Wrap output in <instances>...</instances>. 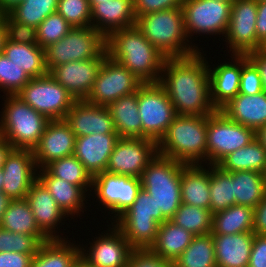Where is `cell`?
<instances>
[{
	"label": "cell",
	"instance_id": "12",
	"mask_svg": "<svg viewBox=\"0 0 266 267\" xmlns=\"http://www.w3.org/2000/svg\"><path fill=\"white\" fill-rule=\"evenodd\" d=\"M255 139V130L228 119L220 110L207 121V163L217 165L228 154Z\"/></svg>",
	"mask_w": 266,
	"mask_h": 267
},
{
	"label": "cell",
	"instance_id": "4",
	"mask_svg": "<svg viewBox=\"0 0 266 267\" xmlns=\"http://www.w3.org/2000/svg\"><path fill=\"white\" fill-rule=\"evenodd\" d=\"M135 25L167 58L187 57L203 51L187 37L182 7L147 13L138 17Z\"/></svg>",
	"mask_w": 266,
	"mask_h": 267
},
{
	"label": "cell",
	"instance_id": "15",
	"mask_svg": "<svg viewBox=\"0 0 266 267\" xmlns=\"http://www.w3.org/2000/svg\"><path fill=\"white\" fill-rule=\"evenodd\" d=\"M257 2L255 0H235L232 3L227 32L225 34L226 53L247 55L262 49L263 44L256 36Z\"/></svg>",
	"mask_w": 266,
	"mask_h": 267
},
{
	"label": "cell",
	"instance_id": "19",
	"mask_svg": "<svg viewBox=\"0 0 266 267\" xmlns=\"http://www.w3.org/2000/svg\"><path fill=\"white\" fill-rule=\"evenodd\" d=\"M107 56L108 53L104 57L60 64L54 67L49 74L60 83L75 100H86Z\"/></svg>",
	"mask_w": 266,
	"mask_h": 267
},
{
	"label": "cell",
	"instance_id": "57",
	"mask_svg": "<svg viewBox=\"0 0 266 267\" xmlns=\"http://www.w3.org/2000/svg\"><path fill=\"white\" fill-rule=\"evenodd\" d=\"M22 0H0V14H6Z\"/></svg>",
	"mask_w": 266,
	"mask_h": 267
},
{
	"label": "cell",
	"instance_id": "47",
	"mask_svg": "<svg viewBox=\"0 0 266 267\" xmlns=\"http://www.w3.org/2000/svg\"><path fill=\"white\" fill-rule=\"evenodd\" d=\"M263 91L262 79L258 68L247 55H242V72L240 77L239 93L254 95Z\"/></svg>",
	"mask_w": 266,
	"mask_h": 267
},
{
	"label": "cell",
	"instance_id": "3",
	"mask_svg": "<svg viewBox=\"0 0 266 267\" xmlns=\"http://www.w3.org/2000/svg\"><path fill=\"white\" fill-rule=\"evenodd\" d=\"M207 116L177 115L157 143L158 154L186 165H207Z\"/></svg>",
	"mask_w": 266,
	"mask_h": 267
},
{
	"label": "cell",
	"instance_id": "66",
	"mask_svg": "<svg viewBox=\"0 0 266 267\" xmlns=\"http://www.w3.org/2000/svg\"><path fill=\"white\" fill-rule=\"evenodd\" d=\"M262 49L266 52V43L263 45Z\"/></svg>",
	"mask_w": 266,
	"mask_h": 267
},
{
	"label": "cell",
	"instance_id": "21",
	"mask_svg": "<svg viewBox=\"0 0 266 267\" xmlns=\"http://www.w3.org/2000/svg\"><path fill=\"white\" fill-rule=\"evenodd\" d=\"M26 200L31 207L37 226L49 239H66L61 234L59 235L61 232L58 228L69 218L38 179L31 185Z\"/></svg>",
	"mask_w": 266,
	"mask_h": 267
},
{
	"label": "cell",
	"instance_id": "24",
	"mask_svg": "<svg viewBox=\"0 0 266 267\" xmlns=\"http://www.w3.org/2000/svg\"><path fill=\"white\" fill-rule=\"evenodd\" d=\"M120 137L118 134H90L76 137L73 155L83 164L91 177L105 172L110 155Z\"/></svg>",
	"mask_w": 266,
	"mask_h": 267
},
{
	"label": "cell",
	"instance_id": "25",
	"mask_svg": "<svg viewBox=\"0 0 266 267\" xmlns=\"http://www.w3.org/2000/svg\"><path fill=\"white\" fill-rule=\"evenodd\" d=\"M92 27L106 38L114 31L136 24L133 0H109L91 9Z\"/></svg>",
	"mask_w": 266,
	"mask_h": 267
},
{
	"label": "cell",
	"instance_id": "22",
	"mask_svg": "<svg viewBox=\"0 0 266 267\" xmlns=\"http://www.w3.org/2000/svg\"><path fill=\"white\" fill-rule=\"evenodd\" d=\"M64 120L76 137L117 134L109 109L86 100H76Z\"/></svg>",
	"mask_w": 266,
	"mask_h": 267
},
{
	"label": "cell",
	"instance_id": "62",
	"mask_svg": "<svg viewBox=\"0 0 266 267\" xmlns=\"http://www.w3.org/2000/svg\"><path fill=\"white\" fill-rule=\"evenodd\" d=\"M3 183H4V175L2 169H0V192L2 191Z\"/></svg>",
	"mask_w": 266,
	"mask_h": 267
},
{
	"label": "cell",
	"instance_id": "46",
	"mask_svg": "<svg viewBox=\"0 0 266 267\" xmlns=\"http://www.w3.org/2000/svg\"><path fill=\"white\" fill-rule=\"evenodd\" d=\"M41 245L35 236L10 232L0 227V252L36 254Z\"/></svg>",
	"mask_w": 266,
	"mask_h": 267
},
{
	"label": "cell",
	"instance_id": "17",
	"mask_svg": "<svg viewBox=\"0 0 266 267\" xmlns=\"http://www.w3.org/2000/svg\"><path fill=\"white\" fill-rule=\"evenodd\" d=\"M157 154L156 141L148 138H119L110 155L106 171L140 178Z\"/></svg>",
	"mask_w": 266,
	"mask_h": 267
},
{
	"label": "cell",
	"instance_id": "67",
	"mask_svg": "<svg viewBox=\"0 0 266 267\" xmlns=\"http://www.w3.org/2000/svg\"><path fill=\"white\" fill-rule=\"evenodd\" d=\"M84 267H91V266L87 264L86 262H84Z\"/></svg>",
	"mask_w": 266,
	"mask_h": 267
},
{
	"label": "cell",
	"instance_id": "59",
	"mask_svg": "<svg viewBox=\"0 0 266 267\" xmlns=\"http://www.w3.org/2000/svg\"><path fill=\"white\" fill-rule=\"evenodd\" d=\"M12 199H10L6 194H4L2 191L0 192V223L3 218V214L5 213L8 204L10 203Z\"/></svg>",
	"mask_w": 266,
	"mask_h": 267
},
{
	"label": "cell",
	"instance_id": "13",
	"mask_svg": "<svg viewBox=\"0 0 266 267\" xmlns=\"http://www.w3.org/2000/svg\"><path fill=\"white\" fill-rule=\"evenodd\" d=\"M232 3L218 0H183L182 12L188 39L195 35L225 36ZM221 35V36H218Z\"/></svg>",
	"mask_w": 266,
	"mask_h": 267
},
{
	"label": "cell",
	"instance_id": "31",
	"mask_svg": "<svg viewBox=\"0 0 266 267\" xmlns=\"http://www.w3.org/2000/svg\"><path fill=\"white\" fill-rule=\"evenodd\" d=\"M195 235L167 220L159 225L155 241L148 248L154 254L174 262L191 244Z\"/></svg>",
	"mask_w": 266,
	"mask_h": 267
},
{
	"label": "cell",
	"instance_id": "56",
	"mask_svg": "<svg viewBox=\"0 0 266 267\" xmlns=\"http://www.w3.org/2000/svg\"><path fill=\"white\" fill-rule=\"evenodd\" d=\"M13 150L14 147L5 138L2 137L0 139V169Z\"/></svg>",
	"mask_w": 266,
	"mask_h": 267
},
{
	"label": "cell",
	"instance_id": "9",
	"mask_svg": "<svg viewBox=\"0 0 266 267\" xmlns=\"http://www.w3.org/2000/svg\"><path fill=\"white\" fill-rule=\"evenodd\" d=\"M16 96L49 120L65 119L76 101L49 73L31 78Z\"/></svg>",
	"mask_w": 266,
	"mask_h": 267
},
{
	"label": "cell",
	"instance_id": "5",
	"mask_svg": "<svg viewBox=\"0 0 266 267\" xmlns=\"http://www.w3.org/2000/svg\"><path fill=\"white\" fill-rule=\"evenodd\" d=\"M183 163L157 154L141 174L142 189L156 203V221L170 220L182 204L181 173Z\"/></svg>",
	"mask_w": 266,
	"mask_h": 267
},
{
	"label": "cell",
	"instance_id": "11",
	"mask_svg": "<svg viewBox=\"0 0 266 267\" xmlns=\"http://www.w3.org/2000/svg\"><path fill=\"white\" fill-rule=\"evenodd\" d=\"M141 189L140 178L105 171L92 177L93 194L89 195L97 198L102 210H108V216L113 214L108 218L112 223L133 204Z\"/></svg>",
	"mask_w": 266,
	"mask_h": 267
},
{
	"label": "cell",
	"instance_id": "26",
	"mask_svg": "<svg viewBox=\"0 0 266 267\" xmlns=\"http://www.w3.org/2000/svg\"><path fill=\"white\" fill-rule=\"evenodd\" d=\"M37 179L47 188L59 207L71 218L70 220L82 215L84 210L86 212L90 196L88 197L80 186L52 176L45 168L38 169Z\"/></svg>",
	"mask_w": 266,
	"mask_h": 267
},
{
	"label": "cell",
	"instance_id": "39",
	"mask_svg": "<svg viewBox=\"0 0 266 267\" xmlns=\"http://www.w3.org/2000/svg\"><path fill=\"white\" fill-rule=\"evenodd\" d=\"M210 211L214 214L236 205L232 172L210 165Z\"/></svg>",
	"mask_w": 266,
	"mask_h": 267
},
{
	"label": "cell",
	"instance_id": "69",
	"mask_svg": "<svg viewBox=\"0 0 266 267\" xmlns=\"http://www.w3.org/2000/svg\"><path fill=\"white\" fill-rule=\"evenodd\" d=\"M2 138L1 128H0V139Z\"/></svg>",
	"mask_w": 266,
	"mask_h": 267
},
{
	"label": "cell",
	"instance_id": "50",
	"mask_svg": "<svg viewBox=\"0 0 266 267\" xmlns=\"http://www.w3.org/2000/svg\"><path fill=\"white\" fill-rule=\"evenodd\" d=\"M136 17L147 13L182 7L183 0H133Z\"/></svg>",
	"mask_w": 266,
	"mask_h": 267
},
{
	"label": "cell",
	"instance_id": "36",
	"mask_svg": "<svg viewBox=\"0 0 266 267\" xmlns=\"http://www.w3.org/2000/svg\"><path fill=\"white\" fill-rule=\"evenodd\" d=\"M217 166L226 172L256 171L262 173L266 167V150L254 139L246 146L228 154Z\"/></svg>",
	"mask_w": 266,
	"mask_h": 267
},
{
	"label": "cell",
	"instance_id": "23",
	"mask_svg": "<svg viewBox=\"0 0 266 267\" xmlns=\"http://www.w3.org/2000/svg\"><path fill=\"white\" fill-rule=\"evenodd\" d=\"M229 57L231 62L221 61L217 66L212 65L213 67L208 62L210 98L216 110H220L239 94L242 55L231 54Z\"/></svg>",
	"mask_w": 266,
	"mask_h": 267
},
{
	"label": "cell",
	"instance_id": "34",
	"mask_svg": "<svg viewBox=\"0 0 266 267\" xmlns=\"http://www.w3.org/2000/svg\"><path fill=\"white\" fill-rule=\"evenodd\" d=\"M3 54L29 75L41 77L49 73L45 62V51L38 44L15 43L6 40Z\"/></svg>",
	"mask_w": 266,
	"mask_h": 267
},
{
	"label": "cell",
	"instance_id": "60",
	"mask_svg": "<svg viewBox=\"0 0 266 267\" xmlns=\"http://www.w3.org/2000/svg\"><path fill=\"white\" fill-rule=\"evenodd\" d=\"M6 40H7V30L3 19L0 18V54L3 53Z\"/></svg>",
	"mask_w": 266,
	"mask_h": 267
},
{
	"label": "cell",
	"instance_id": "45",
	"mask_svg": "<svg viewBox=\"0 0 266 267\" xmlns=\"http://www.w3.org/2000/svg\"><path fill=\"white\" fill-rule=\"evenodd\" d=\"M57 12L72 27L92 26L91 9L88 0H58Z\"/></svg>",
	"mask_w": 266,
	"mask_h": 267
},
{
	"label": "cell",
	"instance_id": "55",
	"mask_svg": "<svg viewBox=\"0 0 266 267\" xmlns=\"http://www.w3.org/2000/svg\"><path fill=\"white\" fill-rule=\"evenodd\" d=\"M248 58L256 65L262 79L263 89L266 92V52L258 49L247 54Z\"/></svg>",
	"mask_w": 266,
	"mask_h": 267
},
{
	"label": "cell",
	"instance_id": "1",
	"mask_svg": "<svg viewBox=\"0 0 266 267\" xmlns=\"http://www.w3.org/2000/svg\"><path fill=\"white\" fill-rule=\"evenodd\" d=\"M202 52L164 62L159 84L177 115L207 116L217 111L210 98L207 56Z\"/></svg>",
	"mask_w": 266,
	"mask_h": 267
},
{
	"label": "cell",
	"instance_id": "41",
	"mask_svg": "<svg viewBox=\"0 0 266 267\" xmlns=\"http://www.w3.org/2000/svg\"><path fill=\"white\" fill-rule=\"evenodd\" d=\"M193 235H206L212 231L213 213L209 209L181 204L170 219Z\"/></svg>",
	"mask_w": 266,
	"mask_h": 267
},
{
	"label": "cell",
	"instance_id": "20",
	"mask_svg": "<svg viewBox=\"0 0 266 267\" xmlns=\"http://www.w3.org/2000/svg\"><path fill=\"white\" fill-rule=\"evenodd\" d=\"M76 136L64 120H50L46 125L33 155L37 169L44 168L51 161L72 156Z\"/></svg>",
	"mask_w": 266,
	"mask_h": 267
},
{
	"label": "cell",
	"instance_id": "42",
	"mask_svg": "<svg viewBox=\"0 0 266 267\" xmlns=\"http://www.w3.org/2000/svg\"><path fill=\"white\" fill-rule=\"evenodd\" d=\"M58 0H22L8 14L17 22L37 28L50 14L57 12Z\"/></svg>",
	"mask_w": 266,
	"mask_h": 267
},
{
	"label": "cell",
	"instance_id": "49",
	"mask_svg": "<svg viewBox=\"0 0 266 267\" xmlns=\"http://www.w3.org/2000/svg\"><path fill=\"white\" fill-rule=\"evenodd\" d=\"M128 267H173V262L164 259L148 248L133 249L128 259Z\"/></svg>",
	"mask_w": 266,
	"mask_h": 267
},
{
	"label": "cell",
	"instance_id": "8",
	"mask_svg": "<svg viewBox=\"0 0 266 267\" xmlns=\"http://www.w3.org/2000/svg\"><path fill=\"white\" fill-rule=\"evenodd\" d=\"M134 249L149 248L155 241L159 223L156 221V203L141 189L133 204L112 222Z\"/></svg>",
	"mask_w": 266,
	"mask_h": 267
},
{
	"label": "cell",
	"instance_id": "10",
	"mask_svg": "<svg viewBox=\"0 0 266 267\" xmlns=\"http://www.w3.org/2000/svg\"><path fill=\"white\" fill-rule=\"evenodd\" d=\"M142 138L157 143L177 116L165 89L159 83H145L137 91Z\"/></svg>",
	"mask_w": 266,
	"mask_h": 267
},
{
	"label": "cell",
	"instance_id": "35",
	"mask_svg": "<svg viewBox=\"0 0 266 267\" xmlns=\"http://www.w3.org/2000/svg\"><path fill=\"white\" fill-rule=\"evenodd\" d=\"M254 209L249 206L232 205L215 212L212 221V235H228L253 232Z\"/></svg>",
	"mask_w": 266,
	"mask_h": 267
},
{
	"label": "cell",
	"instance_id": "7",
	"mask_svg": "<svg viewBox=\"0 0 266 267\" xmlns=\"http://www.w3.org/2000/svg\"><path fill=\"white\" fill-rule=\"evenodd\" d=\"M48 71L60 64L104 57L106 37L94 27H72L59 41L44 48Z\"/></svg>",
	"mask_w": 266,
	"mask_h": 267
},
{
	"label": "cell",
	"instance_id": "63",
	"mask_svg": "<svg viewBox=\"0 0 266 267\" xmlns=\"http://www.w3.org/2000/svg\"><path fill=\"white\" fill-rule=\"evenodd\" d=\"M262 175H263V182H264L265 190H266V167H265L264 171L262 172Z\"/></svg>",
	"mask_w": 266,
	"mask_h": 267
},
{
	"label": "cell",
	"instance_id": "65",
	"mask_svg": "<svg viewBox=\"0 0 266 267\" xmlns=\"http://www.w3.org/2000/svg\"><path fill=\"white\" fill-rule=\"evenodd\" d=\"M218 1L233 3L235 0H218Z\"/></svg>",
	"mask_w": 266,
	"mask_h": 267
},
{
	"label": "cell",
	"instance_id": "14",
	"mask_svg": "<svg viewBox=\"0 0 266 267\" xmlns=\"http://www.w3.org/2000/svg\"><path fill=\"white\" fill-rule=\"evenodd\" d=\"M143 84L125 66L107 56L86 101L108 107L122 96L137 92Z\"/></svg>",
	"mask_w": 266,
	"mask_h": 267
},
{
	"label": "cell",
	"instance_id": "16",
	"mask_svg": "<svg viewBox=\"0 0 266 267\" xmlns=\"http://www.w3.org/2000/svg\"><path fill=\"white\" fill-rule=\"evenodd\" d=\"M107 226L105 234L101 232L92 243L89 241L90 247L80 244L81 259L91 267H127L134 248L113 223Z\"/></svg>",
	"mask_w": 266,
	"mask_h": 267
},
{
	"label": "cell",
	"instance_id": "44",
	"mask_svg": "<svg viewBox=\"0 0 266 267\" xmlns=\"http://www.w3.org/2000/svg\"><path fill=\"white\" fill-rule=\"evenodd\" d=\"M71 29L72 26L58 12L52 13L36 28L38 45L44 49L62 39Z\"/></svg>",
	"mask_w": 266,
	"mask_h": 267
},
{
	"label": "cell",
	"instance_id": "68",
	"mask_svg": "<svg viewBox=\"0 0 266 267\" xmlns=\"http://www.w3.org/2000/svg\"><path fill=\"white\" fill-rule=\"evenodd\" d=\"M256 2H266V0H255Z\"/></svg>",
	"mask_w": 266,
	"mask_h": 267
},
{
	"label": "cell",
	"instance_id": "51",
	"mask_svg": "<svg viewBox=\"0 0 266 267\" xmlns=\"http://www.w3.org/2000/svg\"><path fill=\"white\" fill-rule=\"evenodd\" d=\"M248 267H266V235L254 234Z\"/></svg>",
	"mask_w": 266,
	"mask_h": 267
},
{
	"label": "cell",
	"instance_id": "18",
	"mask_svg": "<svg viewBox=\"0 0 266 267\" xmlns=\"http://www.w3.org/2000/svg\"><path fill=\"white\" fill-rule=\"evenodd\" d=\"M2 192L10 199H26L31 185L37 180L33 150L14 149L2 166Z\"/></svg>",
	"mask_w": 266,
	"mask_h": 267
},
{
	"label": "cell",
	"instance_id": "33",
	"mask_svg": "<svg viewBox=\"0 0 266 267\" xmlns=\"http://www.w3.org/2000/svg\"><path fill=\"white\" fill-rule=\"evenodd\" d=\"M0 227L10 232L35 236L41 243L49 238L40 230L26 199L11 200L3 214Z\"/></svg>",
	"mask_w": 266,
	"mask_h": 267
},
{
	"label": "cell",
	"instance_id": "58",
	"mask_svg": "<svg viewBox=\"0 0 266 267\" xmlns=\"http://www.w3.org/2000/svg\"><path fill=\"white\" fill-rule=\"evenodd\" d=\"M255 139L266 150V124L255 130Z\"/></svg>",
	"mask_w": 266,
	"mask_h": 267
},
{
	"label": "cell",
	"instance_id": "27",
	"mask_svg": "<svg viewBox=\"0 0 266 267\" xmlns=\"http://www.w3.org/2000/svg\"><path fill=\"white\" fill-rule=\"evenodd\" d=\"M220 111L230 120L256 130L266 124V92L238 94Z\"/></svg>",
	"mask_w": 266,
	"mask_h": 267
},
{
	"label": "cell",
	"instance_id": "48",
	"mask_svg": "<svg viewBox=\"0 0 266 267\" xmlns=\"http://www.w3.org/2000/svg\"><path fill=\"white\" fill-rule=\"evenodd\" d=\"M7 30V40L15 43L38 44L36 28L15 21L8 13L1 14Z\"/></svg>",
	"mask_w": 266,
	"mask_h": 267
},
{
	"label": "cell",
	"instance_id": "52",
	"mask_svg": "<svg viewBox=\"0 0 266 267\" xmlns=\"http://www.w3.org/2000/svg\"><path fill=\"white\" fill-rule=\"evenodd\" d=\"M35 254L0 252V267H30Z\"/></svg>",
	"mask_w": 266,
	"mask_h": 267
},
{
	"label": "cell",
	"instance_id": "38",
	"mask_svg": "<svg viewBox=\"0 0 266 267\" xmlns=\"http://www.w3.org/2000/svg\"><path fill=\"white\" fill-rule=\"evenodd\" d=\"M173 267H217L213 235L194 236Z\"/></svg>",
	"mask_w": 266,
	"mask_h": 267
},
{
	"label": "cell",
	"instance_id": "64",
	"mask_svg": "<svg viewBox=\"0 0 266 267\" xmlns=\"http://www.w3.org/2000/svg\"><path fill=\"white\" fill-rule=\"evenodd\" d=\"M74 267H84V261L82 259Z\"/></svg>",
	"mask_w": 266,
	"mask_h": 267
},
{
	"label": "cell",
	"instance_id": "40",
	"mask_svg": "<svg viewBox=\"0 0 266 267\" xmlns=\"http://www.w3.org/2000/svg\"><path fill=\"white\" fill-rule=\"evenodd\" d=\"M44 168L52 176L61 178L76 186H80L87 192L88 196L89 193H91L92 177L74 155L53 160Z\"/></svg>",
	"mask_w": 266,
	"mask_h": 267
},
{
	"label": "cell",
	"instance_id": "54",
	"mask_svg": "<svg viewBox=\"0 0 266 267\" xmlns=\"http://www.w3.org/2000/svg\"><path fill=\"white\" fill-rule=\"evenodd\" d=\"M256 36L264 45L266 43V2H257Z\"/></svg>",
	"mask_w": 266,
	"mask_h": 267
},
{
	"label": "cell",
	"instance_id": "61",
	"mask_svg": "<svg viewBox=\"0 0 266 267\" xmlns=\"http://www.w3.org/2000/svg\"><path fill=\"white\" fill-rule=\"evenodd\" d=\"M88 1H89L90 9H92L96 4L109 1V0H88Z\"/></svg>",
	"mask_w": 266,
	"mask_h": 267
},
{
	"label": "cell",
	"instance_id": "43",
	"mask_svg": "<svg viewBox=\"0 0 266 267\" xmlns=\"http://www.w3.org/2000/svg\"><path fill=\"white\" fill-rule=\"evenodd\" d=\"M23 68L0 54V90L6 95H16L29 81Z\"/></svg>",
	"mask_w": 266,
	"mask_h": 267
},
{
	"label": "cell",
	"instance_id": "32",
	"mask_svg": "<svg viewBox=\"0 0 266 267\" xmlns=\"http://www.w3.org/2000/svg\"><path fill=\"white\" fill-rule=\"evenodd\" d=\"M120 138H142L137 92L122 96L107 107Z\"/></svg>",
	"mask_w": 266,
	"mask_h": 267
},
{
	"label": "cell",
	"instance_id": "28",
	"mask_svg": "<svg viewBox=\"0 0 266 267\" xmlns=\"http://www.w3.org/2000/svg\"><path fill=\"white\" fill-rule=\"evenodd\" d=\"M254 234L213 235L217 267H248Z\"/></svg>",
	"mask_w": 266,
	"mask_h": 267
},
{
	"label": "cell",
	"instance_id": "6",
	"mask_svg": "<svg viewBox=\"0 0 266 267\" xmlns=\"http://www.w3.org/2000/svg\"><path fill=\"white\" fill-rule=\"evenodd\" d=\"M4 96V97H3ZM0 128L2 137L14 149L33 150L50 121L46 116L31 108L16 95H2Z\"/></svg>",
	"mask_w": 266,
	"mask_h": 267
},
{
	"label": "cell",
	"instance_id": "2",
	"mask_svg": "<svg viewBox=\"0 0 266 267\" xmlns=\"http://www.w3.org/2000/svg\"><path fill=\"white\" fill-rule=\"evenodd\" d=\"M108 56L125 66L140 81L159 83L166 56L135 26L112 32L106 38Z\"/></svg>",
	"mask_w": 266,
	"mask_h": 267
},
{
	"label": "cell",
	"instance_id": "37",
	"mask_svg": "<svg viewBox=\"0 0 266 267\" xmlns=\"http://www.w3.org/2000/svg\"><path fill=\"white\" fill-rule=\"evenodd\" d=\"M236 205L255 208L266 193L263 175L256 171L232 172Z\"/></svg>",
	"mask_w": 266,
	"mask_h": 267
},
{
	"label": "cell",
	"instance_id": "30",
	"mask_svg": "<svg viewBox=\"0 0 266 267\" xmlns=\"http://www.w3.org/2000/svg\"><path fill=\"white\" fill-rule=\"evenodd\" d=\"M65 236L66 239H49L42 243L30 267H74L81 259L80 243L70 242L72 238Z\"/></svg>",
	"mask_w": 266,
	"mask_h": 267
},
{
	"label": "cell",
	"instance_id": "53",
	"mask_svg": "<svg viewBox=\"0 0 266 267\" xmlns=\"http://www.w3.org/2000/svg\"><path fill=\"white\" fill-rule=\"evenodd\" d=\"M253 232L256 235H266V193L254 208Z\"/></svg>",
	"mask_w": 266,
	"mask_h": 267
},
{
	"label": "cell",
	"instance_id": "29",
	"mask_svg": "<svg viewBox=\"0 0 266 267\" xmlns=\"http://www.w3.org/2000/svg\"><path fill=\"white\" fill-rule=\"evenodd\" d=\"M209 185L210 165H183L180 185L181 199L183 204L193 205L210 210Z\"/></svg>",
	"mask_w": 266,
	"mask_h": 267
}]
</instances>
